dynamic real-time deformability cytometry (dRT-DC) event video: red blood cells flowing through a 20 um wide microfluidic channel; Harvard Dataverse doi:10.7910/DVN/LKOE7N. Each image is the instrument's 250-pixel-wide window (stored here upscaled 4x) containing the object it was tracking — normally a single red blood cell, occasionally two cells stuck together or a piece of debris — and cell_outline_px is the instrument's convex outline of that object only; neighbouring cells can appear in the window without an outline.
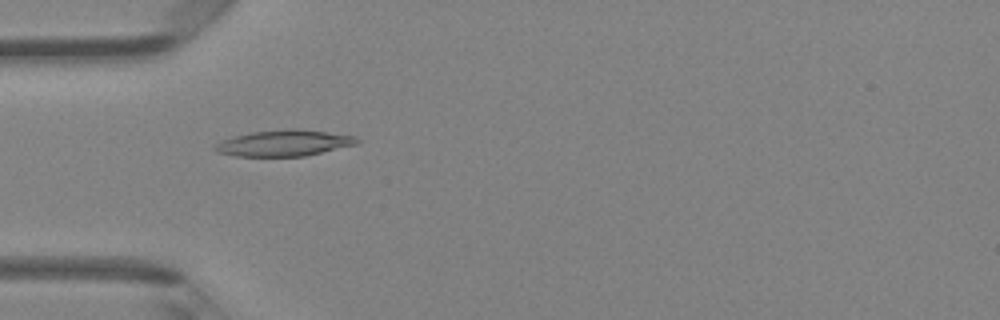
{"species": "Egyptian fruit bat (a non-hibernating species)", "species_latin": "Rousettus aegyptiacus", "temperature_condition": "room temperature", "stored_images_in_passage": 47, "camera_frame_rate_fps": 3000, "um_per_image_px": 0.085, "animal": {"sex": "female"}, "frame": {"image": 1, "passage_image": 15, "time_ms": 4.667, "image_size_px": [1000, 320], "cell_outline_px": [[360, 140], [356, 144], [304, 156], [236, 156], [216, 152], [212, 148], [220, 140], [232, 136], [252, 132], [292, 128], [296, 128], [328, 132], [356, 136]], "centroid_in_image_um": [24.1, 12.15], "position_along_channel_um": 60.9, "area_um2": 21.62}}
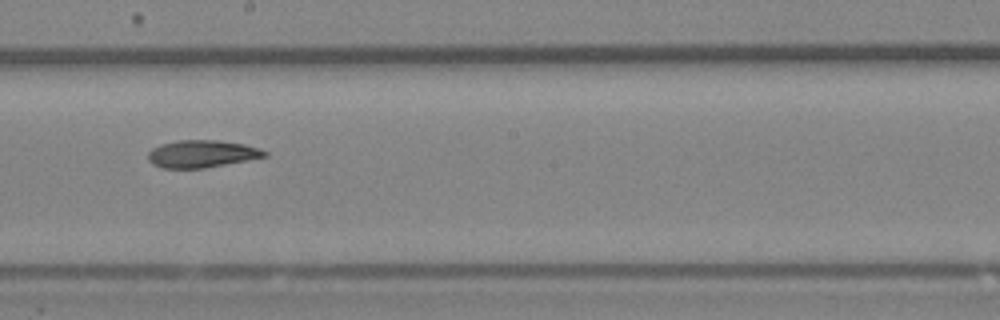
{"frame": {"image": 2, "passage_image": 27, "time_ms": 8.667, "image_size_px": [1000, 320], "cell_outline_px": [[268, 156], [204, 168], [160, 168], [152, 164], [148, 160], [148, 152], [152, 148], [160, 144], [180, 140], [220, 140], [244, 144], [260, 148], [268, 152]], "centroid_in_image_um": [17.15, 13.07], "position_along_channel_um": 231.1, "area_um2": 18.67}}
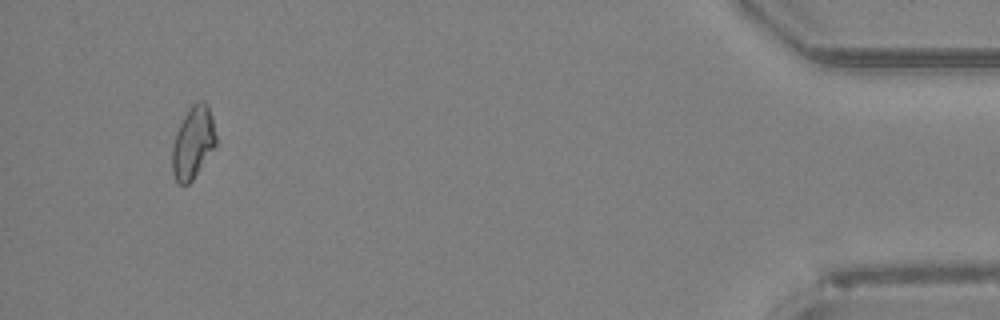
{"frame": {"image": 3, "passage_image": 45, "time_ms": 14.667, "image_size_px": [1000, 320], "cell_outline_px": [[216, 144], [192, 180], [188, 184], [180, 184], [176, 180], [172, 172], [172, 148], [176, 132], [188, 108], [192, 104], [200, 100], [204, 100], [208, 104], [212, 116], [216, 136]], "centroid_in_image_um": [16.4, 12.08], "position_along_channel_um": 418.8, "area_um2": 18.26}, "authors_computed_cell_mechanics": {"area_um2": 19.1896, "velocity_mm_per_s": 4.3294, "shape_relaxation_time_tau1_ms": 9.2144, "shape_relaxation_time_tau2_ms": null, "deformation_change_tau1": 0.2149, "deformation_change_tau2": null}}